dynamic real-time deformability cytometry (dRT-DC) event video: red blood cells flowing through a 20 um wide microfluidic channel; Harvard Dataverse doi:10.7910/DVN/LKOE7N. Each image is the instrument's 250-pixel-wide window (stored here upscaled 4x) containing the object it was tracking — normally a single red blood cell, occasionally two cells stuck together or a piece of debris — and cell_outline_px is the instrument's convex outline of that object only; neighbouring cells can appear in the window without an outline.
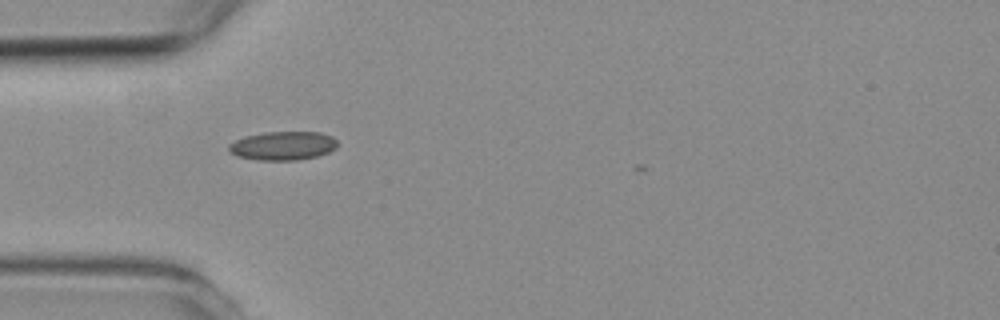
{"species": "common noctule bat (a hibernating species)", "species_latin": "Nyctalus noctula", "temperature_condition": "room temperature", "stored_images_in_passage": 4, "camera_frame_rate_fps": 3000, "um_per_image_px": 0.085, "animal": {"sex": "female", "body_mass_g": 19.3, "forearm_length_mm": 54.1}, "frame": {"image": 1, "passage_image": 3, "time_ms": 3.667, "image_size_px": [1000, 320], "cell_outline_px": [[336, 148], [328, 152], [316, 156], [296, 160], [256, 160], [236, 156], [228, 152], [228, 144], [236, 140], [248, 136], [264, 132], [320, 132], [332, 136], [336, 140]], "centroid_in_image_um": [24.02, 12.39], "position_along_channel_um": 61.0, "area_um2": 18.15}}